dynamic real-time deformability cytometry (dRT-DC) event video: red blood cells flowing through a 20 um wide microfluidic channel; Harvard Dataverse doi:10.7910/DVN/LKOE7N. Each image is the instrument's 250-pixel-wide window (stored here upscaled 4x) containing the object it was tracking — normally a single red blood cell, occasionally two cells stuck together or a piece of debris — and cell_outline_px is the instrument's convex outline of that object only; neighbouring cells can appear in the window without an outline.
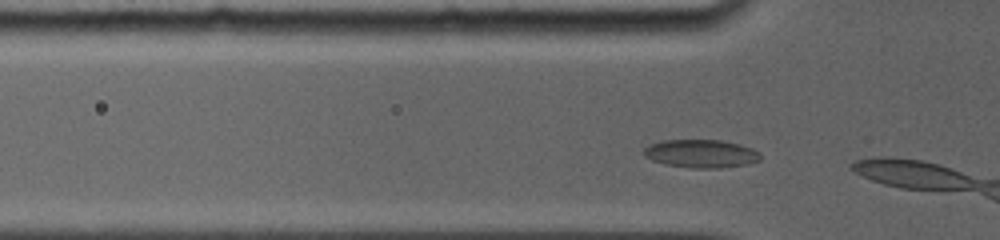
{"species": "common noctule bat (a hibernating species)", "species_latin": "Nyctalus noctula", "temperature_condition": "room temperature", "stored_images_in_passage": 5, "camera_frame_rate_fps": 5000, "um_per_image_px": 0.085, "animal": {"sex": "female", "body_mass_g": 19.0, "forearm_length_mm": 56.7}, "frame": {"image": 1, "passage_image": 3, "time_ms": 0.4, "image_size_px": [1000, 240], "cell_outline_px": [[760, 160], [748, 164], [720, 168], [692, 168], [664, 164], [652, 160], [644, 156], [644, 148], [652, 144], [664, 140], [720, 140], [740, 144], [752, 148], [760, 152]], "centroid_in_image_um": [59.61, 13.06], "position_along_channel_um": 66.2, "area_um2": 19.13}}